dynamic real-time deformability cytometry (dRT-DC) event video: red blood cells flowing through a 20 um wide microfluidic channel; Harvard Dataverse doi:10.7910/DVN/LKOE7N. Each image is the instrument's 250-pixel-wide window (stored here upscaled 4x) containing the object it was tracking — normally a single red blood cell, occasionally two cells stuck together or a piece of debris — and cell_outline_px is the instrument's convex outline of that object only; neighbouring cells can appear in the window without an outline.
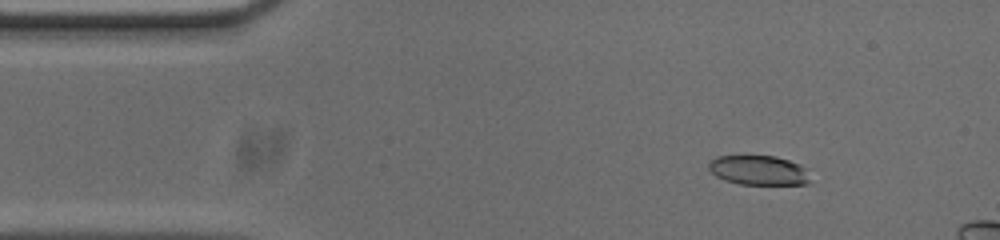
{"species": "common noctule bat (a hibernating species)", "species_latin": "Nyctalus noctula", "temperature_condition": "cold", "stored_images_in_passage": 49, "camera_frame_rate_fps": 3000, "um_per_image_px": 0.085, "animal": {"sex": "male", "body_mass_g": 20.0, "forearm_length_mm": 53.3}, "frame": {"image": 1, "passage_image": 7, "time_ms": 2.0, "image_size_px": [1000, 240], "cell_outline_px": [[808, 184], [740, 184], [724, 180], [716, 176], [708, 168], [708, 164], [716, 156], [776, 156], [800, 164], [808, 168]], "centroid_in_image_um": [64.49, 14.47], "position_along_channel_um": 20.5, "area_um2": 17.46}}
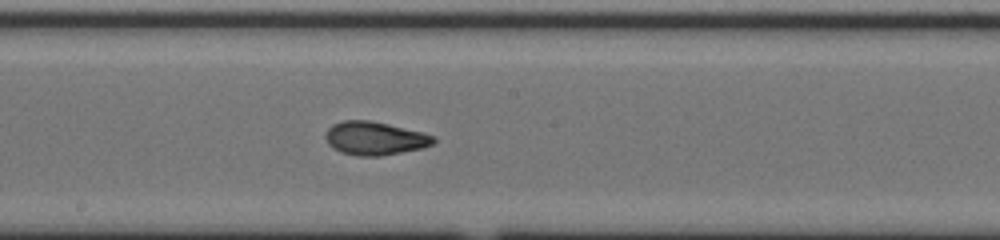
{"frame": {"image": 2, "passage_image": 28, "time_ms": 9.0, "image_size_px": [1000, 240], "cell_outline_px": [[436, 140], [432, 144], [424, 148], [380, 156], [356, 156], [340, 152], [328, 144], [324, 136], [328, 128], [332, 124], [344, 120], [368, 120], [388, 124], [424, 132], [436, 136]], "centroid_in_image_um": [31.87, 11.76], "position_along_channel_um": 216.3, "area_um2": 21.21}}
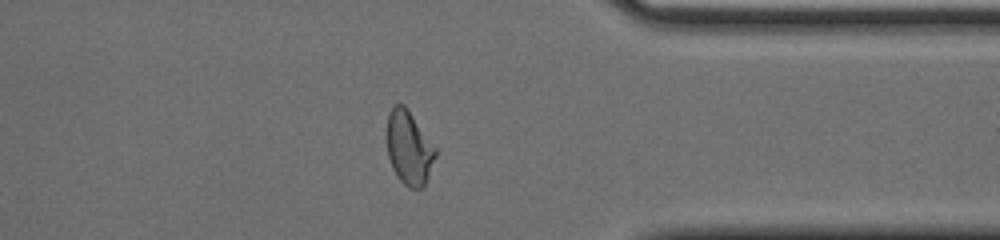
{"frame": {"image": 3, "passage_image": 42, "time_ms": 13.667, "image_size_px": [1000, 240], "cell_outline_px": [[436, 156], [428, 176], [424, 184], [420, 188], [408, 188], [396, 176], [392, 168], [388, 156], [388, 112], [396, 104], [404, 104], [436, 148]], "centroid_in_image_um": [34.76, 12.58], "position_along_channel_um": 376.6, "area_um2": 20.52}, "authors_computed_cell_mechanics": {"area_um2": 20.5768, "velocity_mm_per_s": 3.7095, "shape_relaxation_time_tau1_ms": 8.2242, "shape_relaxation_time_tau2_ms": 1.7299, "deformation_change_tau1": 0.237, "deformation_change_tau2": 0.0778}}